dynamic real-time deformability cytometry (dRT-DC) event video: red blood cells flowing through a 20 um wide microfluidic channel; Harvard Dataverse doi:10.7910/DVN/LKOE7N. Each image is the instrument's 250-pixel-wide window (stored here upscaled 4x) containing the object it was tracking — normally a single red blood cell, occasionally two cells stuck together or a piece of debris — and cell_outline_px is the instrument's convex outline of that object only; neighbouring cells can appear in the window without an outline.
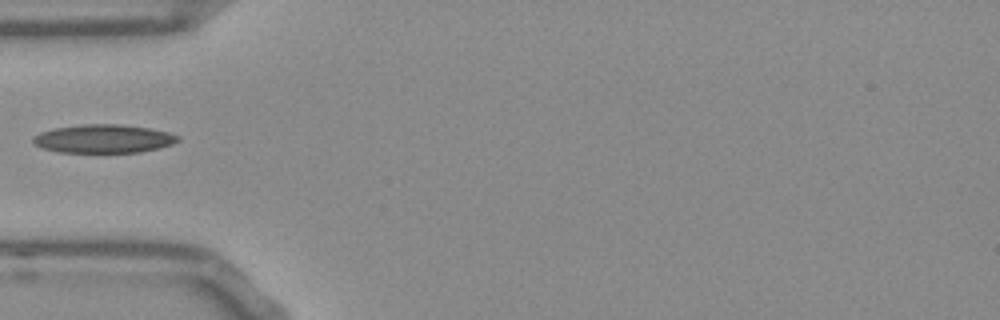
{"species": "Egyptian fruit bat (a non-hibernating species)", "species_latin": "Rousettus aegyptiacus", "temperature_condition": "room temperature", "stored_images_in_passage": 37, "camera_frame_rate_fps": 3000, "um_per_image_px": 0.085, "frame": {"image": 1, "passage_image": 1, "time_ms": 0.0, "image_size_px": [1000, 320], "cell_outline_px": [[180, 140], [172, 144], [160, 148], [140, 152], [60, 152], [40, 148], [32, 144], [32, 136], [40, 132], [52, 128], [84, 124], [120, 124], [152, 128], [168, 132], [180, 136]], "centroid_in_image_um": [8.78, 11.79], "position_along_channel_um": 76.2, "area_um2": 24.33}}
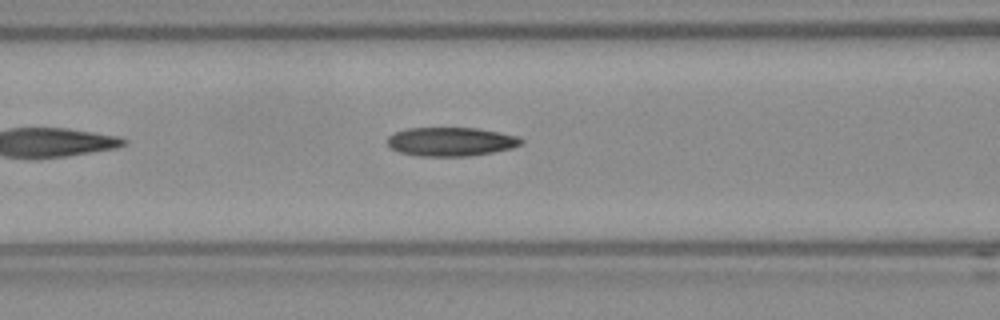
{"frame": {"image": 2, "passage_image": 5, "time_ms": 1.333, "image_size_px": [1000, 320], "cell_outline_px": [[524, 140], [520, 144], [512, 148], [492, 152], [468, 156], [420, 156], [400, 152], [392, 148], [388, 144], [388, 136], [396, 132], [408, 128], [476, 128], [516, 136]], "centroid_in_image_um": [38.31, 12.04], "position_along_channel_um": 128.3, "area_um2": 22.14}}
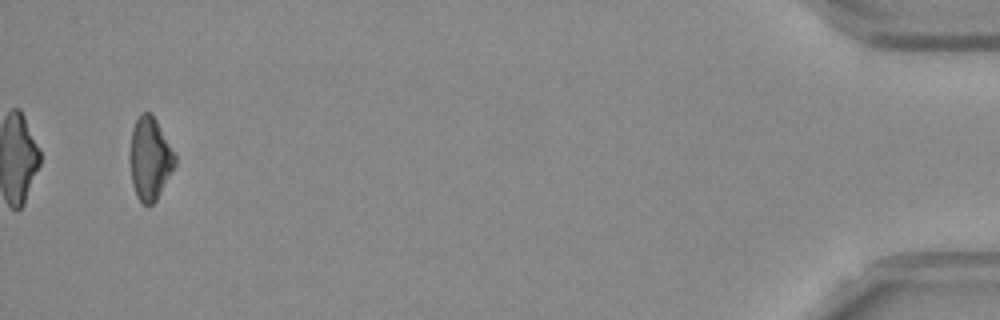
{"frame": {"image": 3, "passage_image": 35, "time_ms": 11.333, "image_size_px": [1000, 320], "cell_outline_px": [[176, 164], [156, 200], [152, 204], [144, 204], [136, 196], [132, 184], [128, 160], [128, 156], [132, 128], [140, 112], [148, 112], [156, 120], [176, 156]], "centroid_in_image_um": [12.7, 13.48], "position_along_channel_um": 422.5, "area_um2": 21.79}}